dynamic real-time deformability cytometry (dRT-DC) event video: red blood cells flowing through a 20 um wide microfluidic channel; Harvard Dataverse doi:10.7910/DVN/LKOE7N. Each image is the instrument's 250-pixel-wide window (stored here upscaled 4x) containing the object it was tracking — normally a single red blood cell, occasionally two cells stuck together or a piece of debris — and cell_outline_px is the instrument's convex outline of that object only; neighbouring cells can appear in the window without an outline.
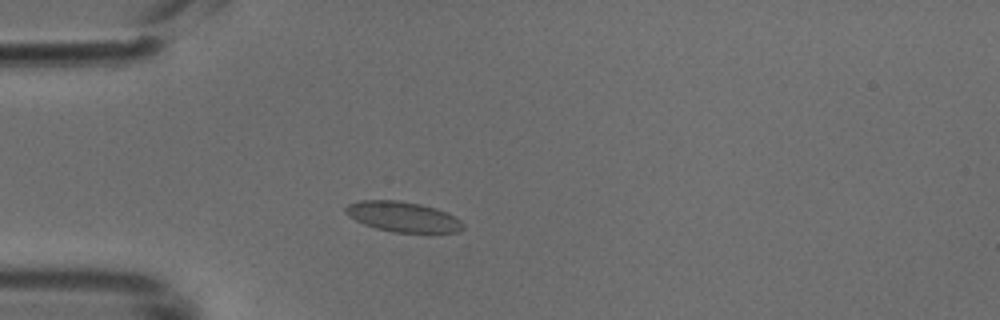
{"species": "common noctule bat (a hibernating species)", "species_latin": "Nyctalus noctula", "temperature_condition": "cold", "stored_images_in_passage": 46, "camera_frame_rate_fps": 3000, "um_per_image_px": 0.085, "animal": {"sex": "male", "body_mass_g": 18.8}, "frame": {"image": 1, "passage_image": 10, "time_ms": 3.0, "image_size_px": [1000, 320], "cell_outline_px": [[464, 228], [460, 232], [392, 232], [376, 228], [364, 224], [348, 216], [344, 212], [344, 208], [348, 204], [360, 200], [400, 200], [420, 204], [436, 208], [460, 220], [464, 224]], "centroid_in_image_um": [34.21, 18.42], "position_along_channel_um": 50.8, "area_um2": 20.63}}
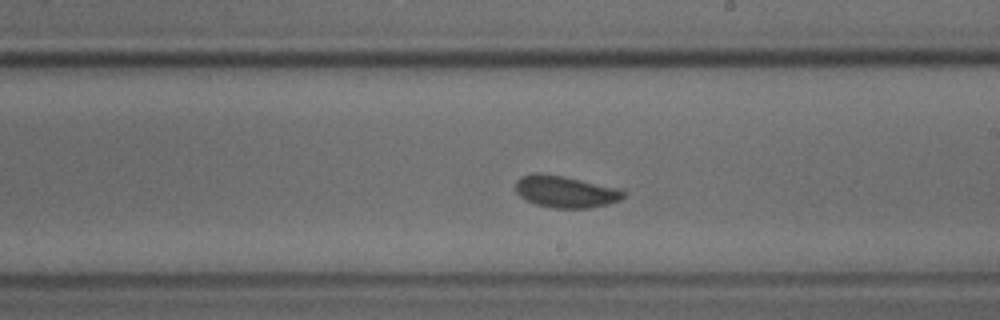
{"frame": {"image": 2, "passage_image": 25, "time_ms": 8.0, "image_size_px": [1000, 320], "cell_outline_px": [[624, 196], [620, 200], [608, 204], [588, 208], [552, 208], [536, 204], [520, 196], [516, 192], [516, 180], [520, 176], [564, 176], [616, 188], [624, 192]], "centroid_in_image_um": [48.09, 16.33], "position_along_channel_um": 240.9, "area_um2": 19.19}}
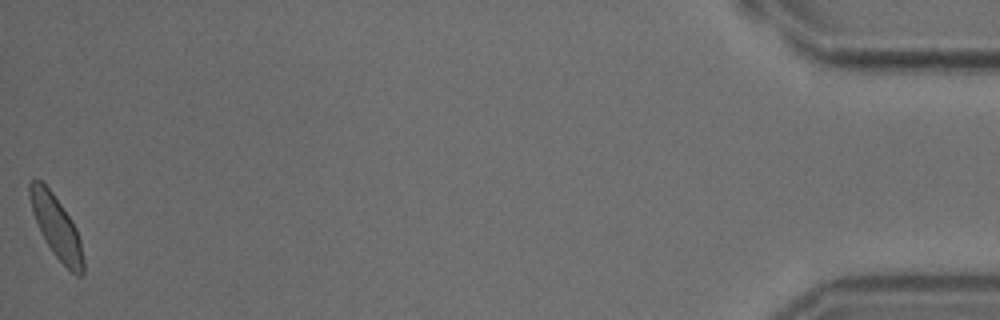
{"frame": {"image": 3, "passage_image": 46, "time_ms": 15.0, "image_size_px": [1000, 320], "cell_outline_px": [[84, 276], [76, 276], [52, 252], [32, 212], [28, 192], [28, 184], [32, 180], [40, 180], [52, 192], [72, 220], [76, 228], [80, 240], [84, 260]], "centroid_in_image_um": [4.81, 19.3], "position_along_channel_um": 430.4, "area_um2": 19.07}}